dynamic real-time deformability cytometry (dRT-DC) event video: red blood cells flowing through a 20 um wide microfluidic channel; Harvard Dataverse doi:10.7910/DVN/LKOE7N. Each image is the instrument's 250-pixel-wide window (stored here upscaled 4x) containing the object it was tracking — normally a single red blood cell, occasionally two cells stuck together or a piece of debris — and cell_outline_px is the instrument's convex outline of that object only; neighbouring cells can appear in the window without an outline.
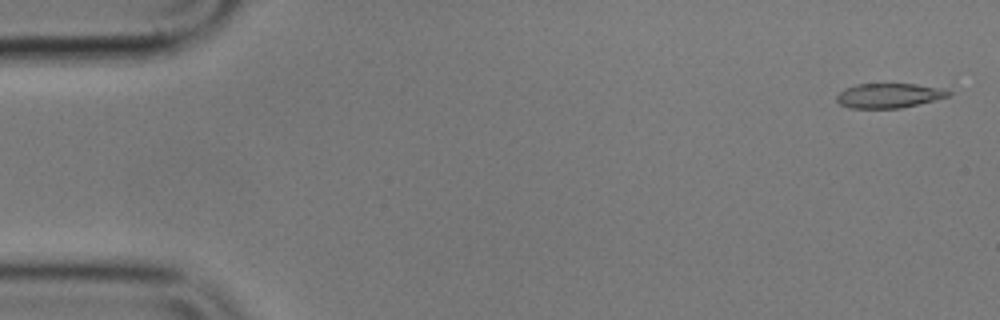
{"species": "common noctule bat (a hibernating species)", "species_latin": "Nyctalus noctula", "temperature_condition": "cold", "stored_images_in_passage": 22, "camera_frame_rate_fps": 3000, "um_per_image_px": 0.085, "animal": {"sex": "male", "body_mass_g": 17.9}, "frame": {"image": 1, "passage_image": 1, "time_ms": 0.0, "image_size_px": [1000, 320], "cell_outline_px": [[952, 92], [948, 96], [900, 108], [852, 108], [840, 104], [836, 100], [836, 96], [844, 88], [856, 84], [916, 84], [944, 88]], "centroid_in_image_um": [75.53, 8.11], "position_along_channel_um": 9.5, "area_um2": 15.9}}
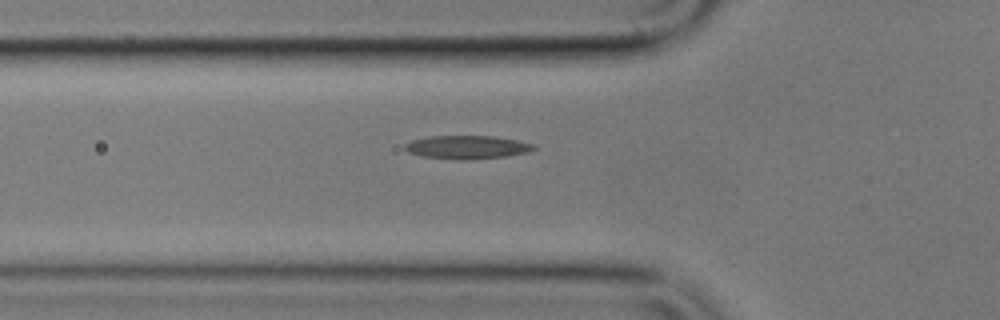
{"frame": {"image": 2, "passage_image": 18, "time_ms": 5.667, "image_size_px": [1000, 320], "cell_outline_px": [[536, 148], [528, 152], [508, 156], [468, 160], [460, 160], [420, 156], [408, 152], [404, 148], [404, 144], [412, 140], [432, 136], [496, 136], [536, 144]], "centroid_in_image_um": [39.72, 12.51], "position_along_channel_um": 86.1, "area_um2": 17.69}}
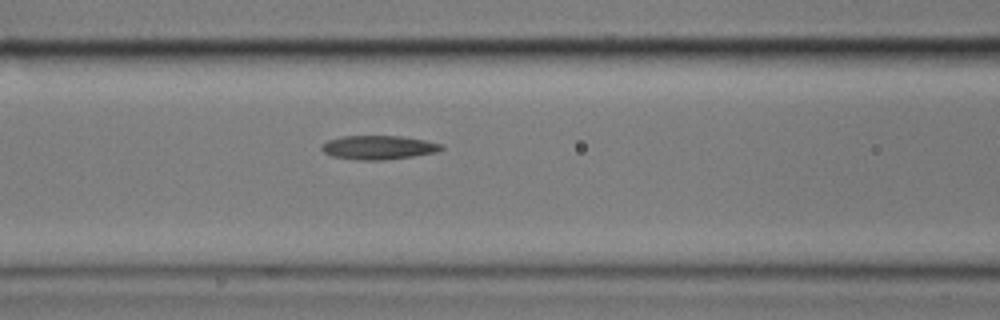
{"frame": {"image": 3, "passage_image": 22, "time_ms": 7.0, "image_size_px": [1000, 320], "cell_outline_px": [[444, 148], [436, 152], [412, 156], [384, 160], [356, 160], [332, 156], [324, 152], [320, 148], [320, 144], [328, 140], [340, 136], [400, 136], [424, 140], [444, 144]], "centroid_in_image_um": [32.14, 12.53], "position_along_channel_um": 134.5, "area_um2": 16.76}}